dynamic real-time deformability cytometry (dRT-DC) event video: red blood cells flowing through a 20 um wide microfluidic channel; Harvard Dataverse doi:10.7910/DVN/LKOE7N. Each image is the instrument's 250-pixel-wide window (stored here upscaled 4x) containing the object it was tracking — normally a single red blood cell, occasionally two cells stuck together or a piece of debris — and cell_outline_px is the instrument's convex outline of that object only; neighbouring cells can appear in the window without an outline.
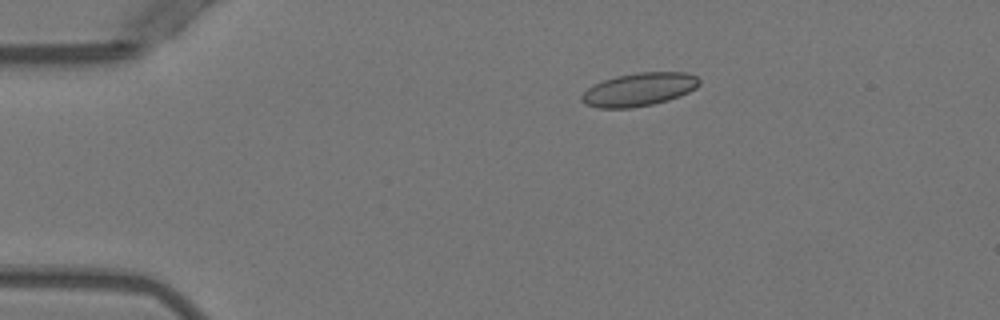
{"species": "Egyptian fruit bat (a non-hibernating species)", "species_latin": "Rousettus aegyptiacus", "temperature_condition": "warm", "stored_images_in_passage": 40, "camera_frame_rate_fps": 3000, "um_per_image_px": 0.085, "animal": {"sex": "female"}, "frame": {"image": 1, "passage_image": 1, "time_ms": 0.0, "image_size_px": [1000, 320], "cell_outline_px": [[700, 84], [696, 88], [680, 96], [668, 100], [652, 104], [632, 108], [596, 108], [584, 104], [580, 100], [580, 96], [592, 84], [616, 76], [636, 72], [688, 72], [696, 76], [700, 80]], "centroid_in_image_um": [54.3, 7.6], "position_along_channel_um": 30.7, "area_um2": 23.0}}
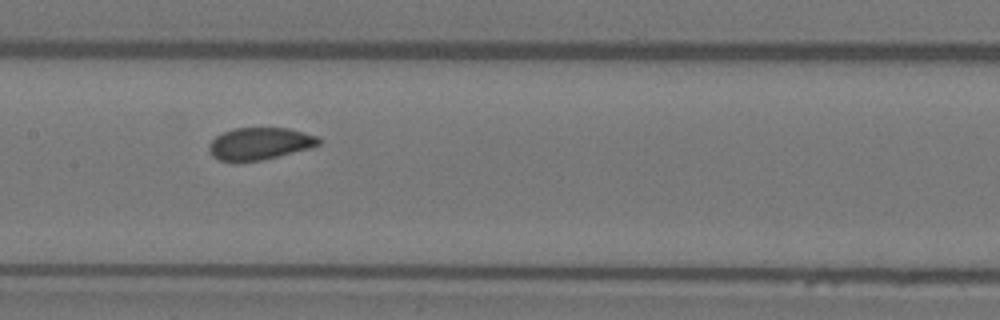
{"frame": {"image": 2, "passage_image": 17, "time_ms": 5.333, "image_size_px": [1000, 320], "cell_outline_px": [[320, 144], [308, 148], [260, 160], [236, 164], [232, 164], [220, 160], [212, 156], [208, 148], [208, 144], [216, 136], [224, 132], [236, 128], [288, 128], [304, 132], [316, 136], [320, 140]], "centroid_in_image_um": [22.0, 12.23], "position_along_channel_um": 185.4, "area_um2": 20.63}}
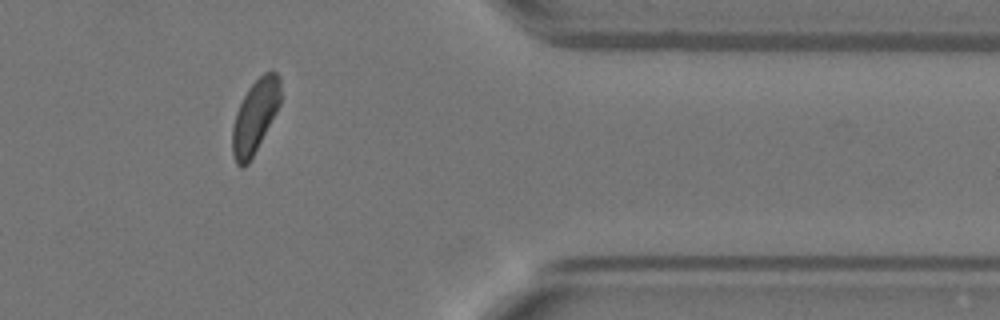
{"frame": {"image": 3, "passage_image": 34, "time_ms": 11.0, "image_size_px": [1000, 320], "cell_outline_px": [[280, 104], [276, 112], [248, 164], [240, 168], [236, 164], [232, 156], [232, 128], [236, 112], [248, 88], [264, 72], [276, 72], [280, 76]], "centroid_in_image_um": [21.66, 9.9], "position_along_channel_um": 389.7, "area_um2": 20.29}, "authors_computed_cell_mechanics": {"area_um2": 21.2993, "velocity_mm_per_s": 3.9492, "shape_relaxation_time_tau1_ms": 8.4583, "shape_relaxation_time_tau2_ms": null, "deformation_change_tau1": 0.1334, "deformation_change_tau2": null}}